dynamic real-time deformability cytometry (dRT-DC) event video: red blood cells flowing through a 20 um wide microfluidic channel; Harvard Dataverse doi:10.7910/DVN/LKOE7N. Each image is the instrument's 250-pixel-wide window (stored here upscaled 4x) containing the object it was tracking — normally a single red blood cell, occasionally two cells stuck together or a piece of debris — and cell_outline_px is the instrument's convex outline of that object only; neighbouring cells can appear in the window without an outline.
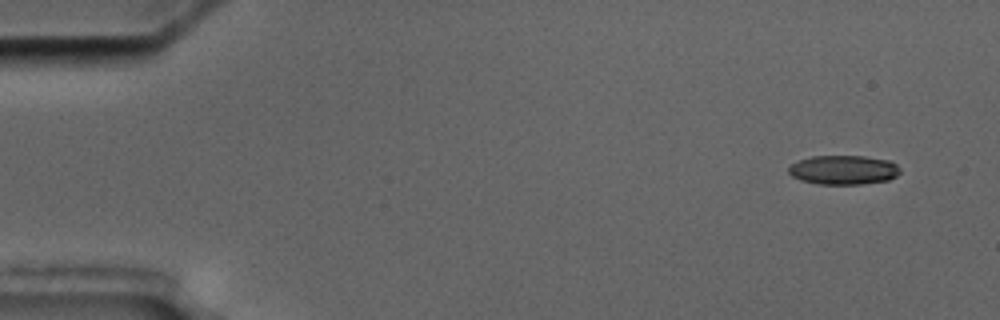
{"species": "common noctule bat (a hibernating species)", "species_latin": "Nyctalus noctula", "temperature_condition": "cold", "stored_images_in_passage": 4, "segment_of_instrument_passage": [2, 2], "camera_frame_rate_fps": 3000, "um_per_image_px": 0.085, "animal": {"sex": "male", "body_mass_g": 17.5, "forearm_length_mm": 52.3}, "frame": {"image": 1, "passage_image": 4, "time_ms": 7.333, "image_size_px": [1000, 320], "cell_outline_px": [[900, 172], [896, 176], [888, 180], [860, 184], [816, 184], [800, 180], [792, 176], [788, 172], [788, 168], [792, 164], [800, 160], [812, 156], [864, 156], [888, 160], [896, 164], [900, 168]], "centroid_in_image_um": [71.69, 14.44], "position_along_channel_um": 13.3, "area_um2": 18.96}}